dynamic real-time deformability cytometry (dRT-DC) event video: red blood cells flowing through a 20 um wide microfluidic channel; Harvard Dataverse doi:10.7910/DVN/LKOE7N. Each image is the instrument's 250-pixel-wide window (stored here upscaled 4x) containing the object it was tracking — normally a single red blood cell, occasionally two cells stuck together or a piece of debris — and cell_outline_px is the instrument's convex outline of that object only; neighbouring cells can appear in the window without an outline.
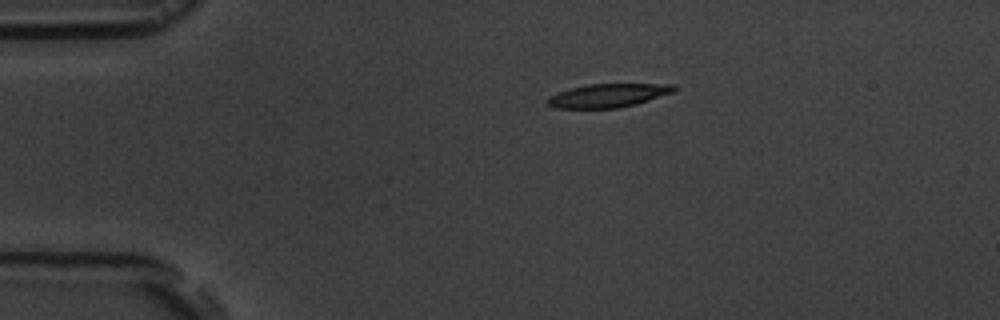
{"species": "common noctule bat (a hibernating species)", "species_latin": "Nyctalus noctula", "temperature_condition": "room temperature", "stored_images_in_passage": 3, "camera_frame_rate_fps": 3000, "um_per_image_px": 0.085, "animal": {"sex": "male", "body_mass_g": 19.5, "forearm_length_mm": 54.6}, "frame": {"image": 1, "passage_image": 1, "time_ms": 0.0, "image_size_px": [1000, 320], "cell_outline_px": [[680, 88], [676, 92], [636, 104], [616, 108], [556, 108], [548, 104], [548, 100], [556, 92], [568, 88], [588, 84], [676, 84]], "centroid_in_image_um": [51.78, 8.1], "position_along_channel_um": 33.2, "area_um2": 17.51}}